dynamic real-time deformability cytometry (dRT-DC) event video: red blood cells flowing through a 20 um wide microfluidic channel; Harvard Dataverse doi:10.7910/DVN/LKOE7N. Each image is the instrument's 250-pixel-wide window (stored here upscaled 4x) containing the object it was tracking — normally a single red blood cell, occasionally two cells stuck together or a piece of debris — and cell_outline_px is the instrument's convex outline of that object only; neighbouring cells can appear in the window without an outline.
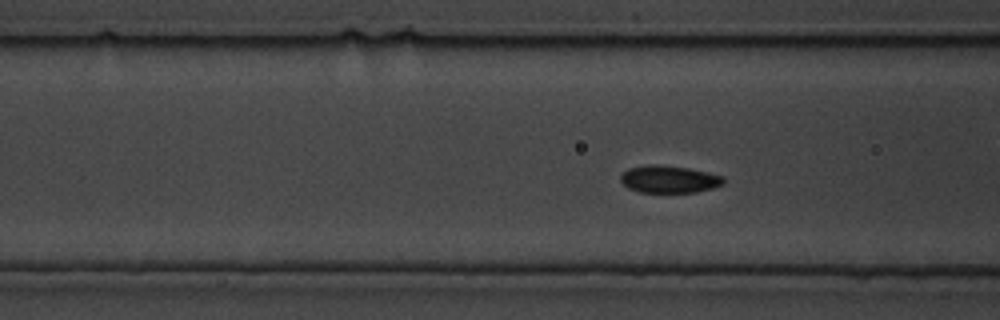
{"species": "common noctule bat (a hibernating species)", "species_latin": "Nyctalus noctula", "temperature_condition": "cold", "stored_images_in_passage": 94, "camera_frame_rate_fps": 3000, "um_per_image_px": 0.085, "animal": {"sex": "male", "body_mass_g": 19.5, "forearm_length_mm": 54.6}, "frame": {"image": 1, "passage_image": 28, "time_ms": 9.0, "image_size_px": [1000, 320], "cell_outline_px": [[724, 184], [712, 188], [696, 192], [640, 192], [628, 188], [620, 180], [620, 176], [628, 168], [648, 164], [656, 164], [688, 168], [708, 172], [724, 176]], "centroid_in_image_um": [56.88, 15.23], "position_along_channel_um": 109.7, "area_um2": 16.42}}
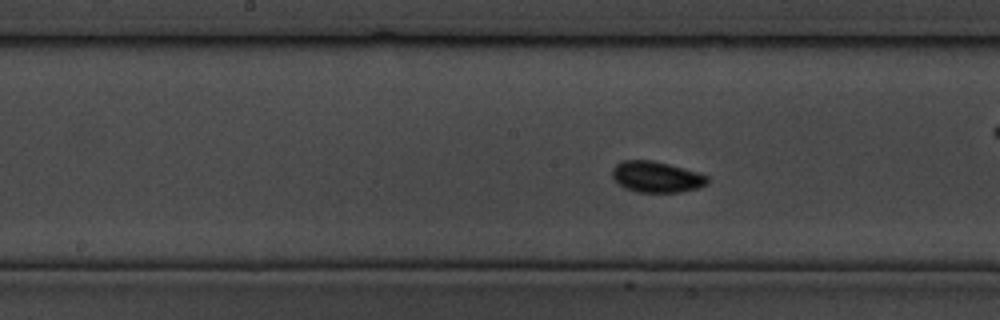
{"frame": {"image": 2, "passage_image": 41, "time_ms": 13.333, "image_size_px": [1000, 320], "cell_outline_px": [[708, 184], [696, 188], [680, 192], [636, 192], [624, 188], [612, 176], [612, 168], [616, 164], [624, 160], [652, 160], [668, 164], [696, 172], [708, 176]], "centroid_in_image_um": [55.78, 15.04], "position_along_channel_um": 192.4, "area_um2": 17.05}}
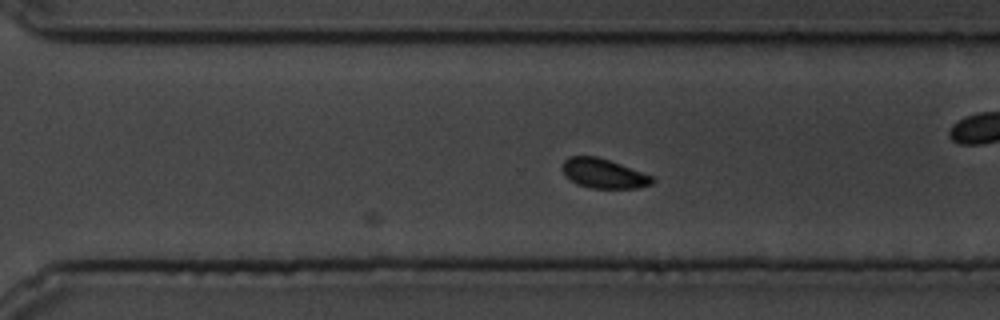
{"frame": {"image": 3, "passage_image": 61, "time_ms": 20.0, "image_size_px": [1000, 320], "cell_outline_px": [[656, 180], [652, 184], [636, 188], [592, 188], [576, 184], [564, 176], [560, 168], [560, 164], [568, 156], [596, 156], [620, 164], [652, 176]], "centroid_in_image_um": [51.23, 14.74], "position_along_channel_um": 319.4, "area_um2": 15.61}}